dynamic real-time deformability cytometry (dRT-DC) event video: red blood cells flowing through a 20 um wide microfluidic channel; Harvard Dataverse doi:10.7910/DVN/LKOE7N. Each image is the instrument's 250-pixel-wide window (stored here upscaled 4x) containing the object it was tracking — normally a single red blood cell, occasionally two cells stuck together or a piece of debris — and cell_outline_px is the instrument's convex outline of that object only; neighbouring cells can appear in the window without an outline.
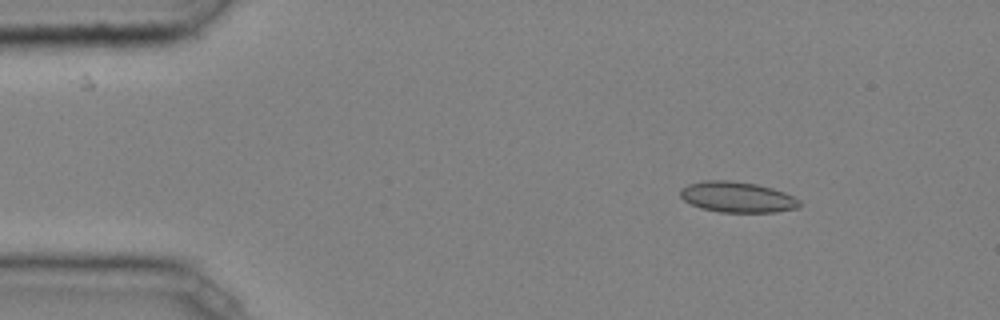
{"species": "common noctule bat (a hibernating species)", "species_latin": "Nyctalus noctula", "temperature_condition": "cold", "stored_images_in_passage": 46, "camera_frame_rate_fps": 3000, "um_per_image_px": 0.085, "animal": {"sex": "male", "body_mass_g": 20.4}, "frame": {"image": 1, "passage_image": 6, "time_ms": 1.667, "image_size_px": [1000, 320], "cell_outline_px": [[800, 208], [776, 212], [720, 212], [700, 208], [684, 200], [680, 196], [680, 188], [688, 184], [704, 180], [728, 180], [756, 184], [772, 188], [784, 192], [800, 200]], "centroid_in_image_um": [62.66, 16.75], "position_along_channel_um": 22.3, "area_um2": 21.39}}
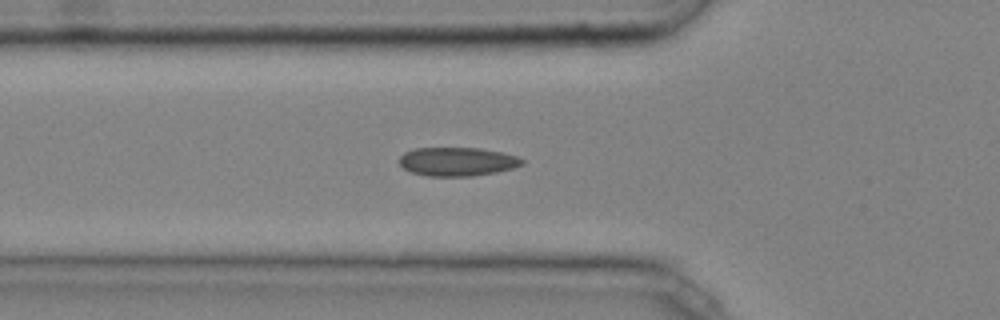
{"frame": {"image": 2, "passage_image": 16, "time_ms": 5.0, "image_size_px": [1000, 320], "cell_outline_px": [[524, 164], [512, 168], [496, 172], [472, 176], [428, 176], [412, 172], [404, 168], [400, 164], [400, 156], [404, 152], [416, 148], [480, 148], [504, 152], [516, 156], [524, 160]], "centroid_in_image_um": [38.89, 13.73], "position_along_channel_um": 86.9, "area_um2": 20.52}}
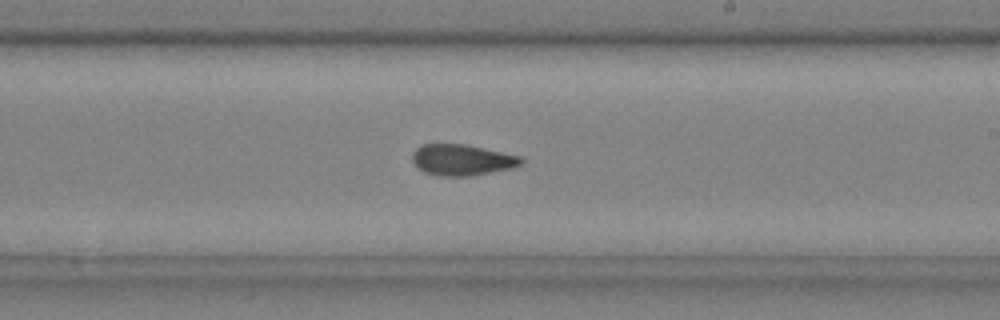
{"frame": {"image": 3, "passage_image": 28, "time_ms": 9.0, "image_size_px": [1000, 320], "cell_outline_px": [[524, 160], [520, 164], [512, 168], [472, 176], [436, 176], [424, 172], [416, 168], [412, 160], [412, 152], [416, 148], [424, 144], [464, 144], [484, 148], [520, 156]], "centroid_in_image_um": [39.23, 13.6], "position_along_channel_um": 249.8, "area_um2": 19.83}, "authors_computed_cell_mechanics": {"area_um2": 20.0855, "velocity_mm_per_s": 4.0634, "shape_relaxation_time_tau1_ms": null, "shape_relaxation_time_tau2_ms": 1.9336, "deformation_change_tau1": null, "deformation_change_tau2": 0.0709}}